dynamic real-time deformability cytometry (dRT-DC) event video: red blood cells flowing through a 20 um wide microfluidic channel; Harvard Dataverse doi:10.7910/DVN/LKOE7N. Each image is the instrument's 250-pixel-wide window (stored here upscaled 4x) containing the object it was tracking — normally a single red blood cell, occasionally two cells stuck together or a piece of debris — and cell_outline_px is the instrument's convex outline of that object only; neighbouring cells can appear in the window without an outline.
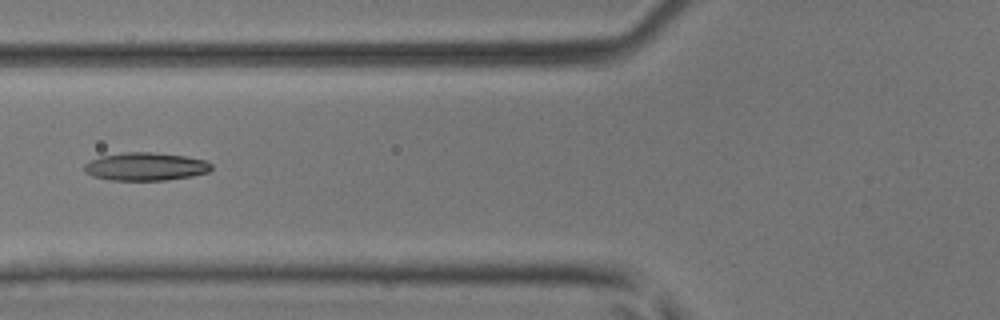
{"species": "common noctule bat (a hibernating species)", "species_latin": "Nyctalus noctula", "temperature_condition": "room temperature", "stored_images_in_passage": 7, "camera_frame_rate_fps": 3000, "um_per_image_px": 0.085, "animal": {"sex": "male", "body_mass_g": 17.9, "forearm_length_mm": 54.2}, "frame": {"image": 1, "passage_image": 6, "time_ms": 6.0, "image_size_px": [1000, 320], "cell_outline_px": [[212, 168], [208, 172], [192, 176], [164, 180], [108, 180], [92, 176], [84, 172], [84, 164], [100, 156], [124, 152], [152, 152], [184, 156], [204, 160], [212, 164]], "centroid_in_image_um": [12.35, 14.16], "position_along_channel_um": 113.5, "area_um2": 20.75}}
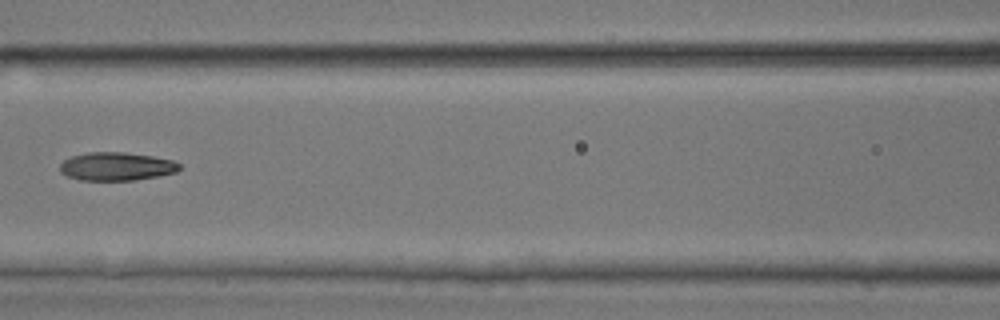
{"frame": {"image": 2, "passage_image": 7, "time_ms": 7.0, "image_size_px": [1000, 320], "cell_outline_px": [[180, 168], [176, 172], [160, 176], [132, 180], [80, 180], [68, 176], [60, 172], [60, 164], [64, 160], [72, 156], [88, 152], [124, 152], [152, 156], [172, 160], [180, 164]], "centroid_in_image_um": [9.9, 14.14], "position_along_channel_um": 156.7, "area_um2": 19.65}}